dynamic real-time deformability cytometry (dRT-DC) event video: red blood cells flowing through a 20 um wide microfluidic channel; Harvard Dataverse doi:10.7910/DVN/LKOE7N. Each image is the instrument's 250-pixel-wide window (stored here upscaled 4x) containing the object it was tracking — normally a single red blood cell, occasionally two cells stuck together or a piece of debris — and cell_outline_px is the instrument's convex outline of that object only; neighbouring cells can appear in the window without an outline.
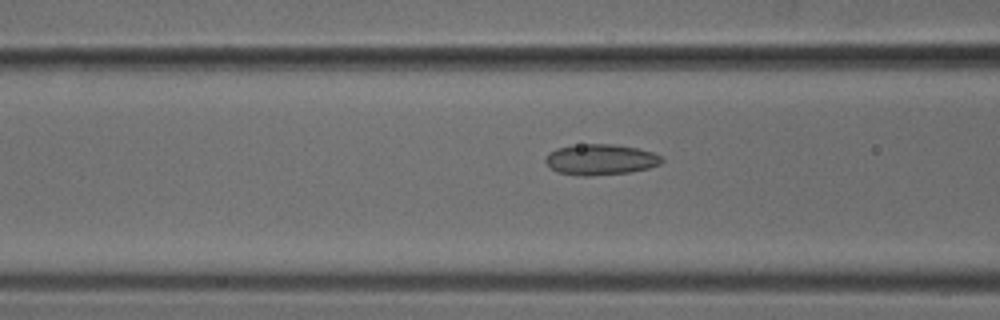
{"species": "common noctule bat (a hibernating species)", "species_latin": "Nyctalus noctula", "temperature_condition": "cold", "stored_images_in_passage": 53, "camera_frame_rate_fps": 3000, "um_per_image_px": 0.085, "animal": {"sex": "male", "body_mass_g": 18.8}, "frame": {"image": 1, "passage_image": 21, "time_ms": 6.667, "image_size_px": [1000, 320], "cell_outline_px": [[664, 160], [660, 164], [648, 168], [628, 172], [588, 176], [580, 176], [556, 172], [544, 160], [548, 152], [556, 148], [580, 144], [612, 144], [636, 148], [652, 152], [660, 156]], "centroid_in_image_um": [51.01, 13.56], "position_along_channel_um": 115.6, "area_um2": 20.75}}
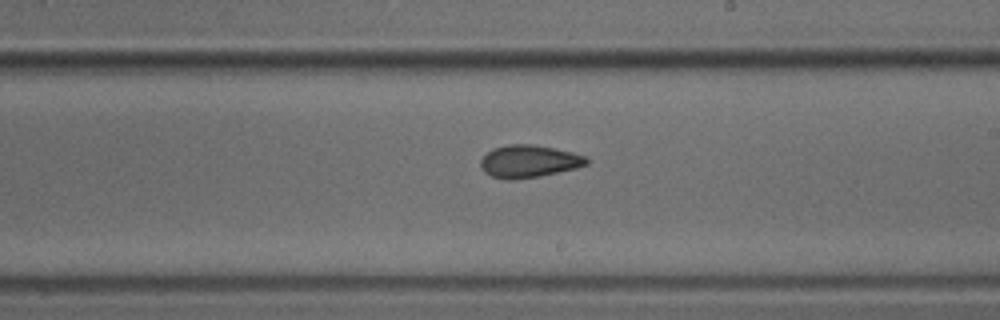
{"frame": {"image": 2, "passage_image": 31, "time_ms": 10.0, "image_size_px": [1000, 320], "cell_outline_px": [[588, 164], [576, 168], [540, 176], [512, 180], [504, 180], [492, 176], [484, 172], [480, 164], [480, 160], [492, 148], [508, 144], [532, 144], [572, 152], [584, 156], [588, 160]], "centroid_in_image_um": [44.92, 13.72], "position_along_channel_um": 244.1, "area_um2": 20.0}}
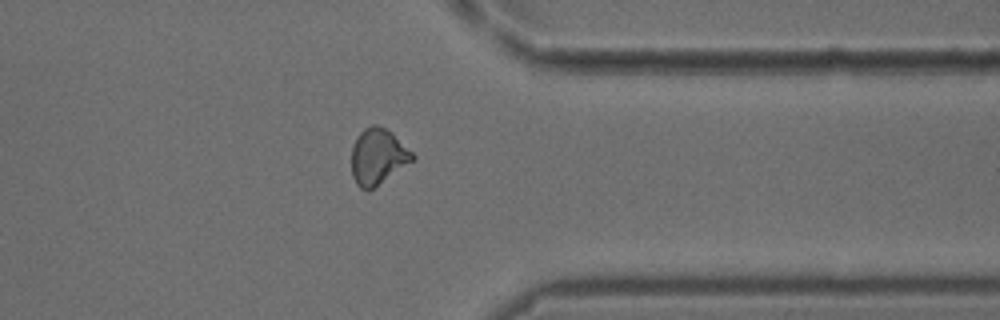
{"frame": {"image": 3, "passage_image": 42, "time_ms": 13.667, "image_size_px": [1000, 320], "cell_outline_px": [[416, 156], [412, 160], [368, 192], [360, 188], [356, 184], [352, 176], [352, 144], [356, 136], [364, 128], [372, 124], [376, 124], [384, 128], [412, 152]], "centroid_in_image_um": [32.05, 13.32], "position_along_channel_um": 379.3, "area_um2": 19.48}}